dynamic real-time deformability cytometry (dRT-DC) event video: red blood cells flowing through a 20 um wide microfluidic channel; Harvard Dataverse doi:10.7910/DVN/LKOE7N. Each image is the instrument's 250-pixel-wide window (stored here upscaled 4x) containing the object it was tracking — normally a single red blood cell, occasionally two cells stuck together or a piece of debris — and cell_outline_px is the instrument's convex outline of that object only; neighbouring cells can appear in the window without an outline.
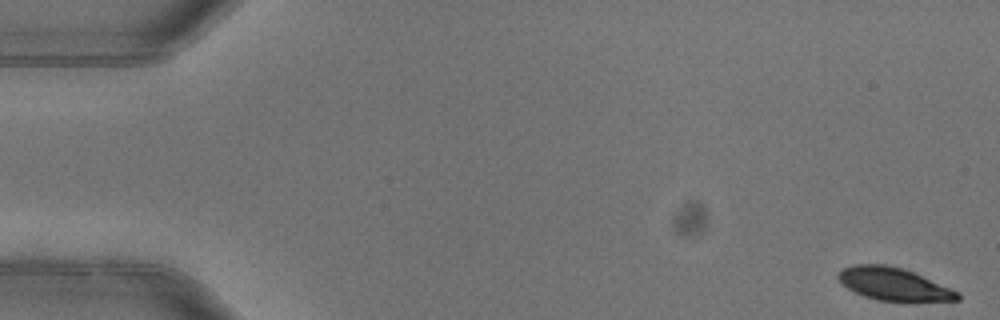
{"species": "common noctule bat (a hibernating species)", "species_latin": "Nyctalus noctula", "temperature_condition": "warm", "stored_images_in_passage": 3, "camera_frame_rate_fps": 3000, "um_per_image_px": 0.085, "animal": {"sex": "female"}, "frame": {"image": 1, "passage_image": 1, "time_ms": 0.0, "image_size_px": [1000, 320], "cell_outline_px": [[960, 300], [908, 304], [900, 304], [876, 300], [864, 296], [848, 288], [836, 276], [844, 268], [856, 264], [884, 264], [904, 268], [960, 292]], "centroid_in_image_um": [76.06, 24.21], "position_along_channel_um": 8.9, "area_um2": 23.52}}